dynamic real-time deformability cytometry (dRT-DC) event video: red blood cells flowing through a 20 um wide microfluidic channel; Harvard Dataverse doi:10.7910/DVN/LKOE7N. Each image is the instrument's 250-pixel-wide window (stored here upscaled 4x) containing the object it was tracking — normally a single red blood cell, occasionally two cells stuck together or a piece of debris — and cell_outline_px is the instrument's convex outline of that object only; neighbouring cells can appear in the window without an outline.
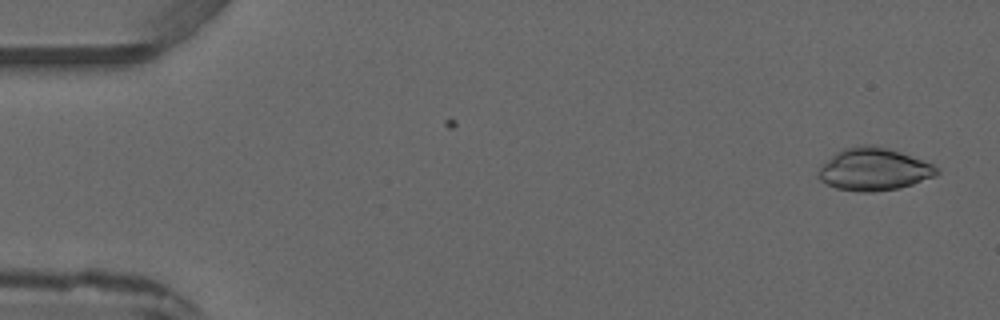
{"species": "common noctule bat (a hibernating species)", "species_latin": "Nyctalus noctula", "temperature_condition": "warm", "stored_images_in_passage": 2, "camera_frame_rate_fps": 3000, "um_per_image_px": 0.085, "animal": {"sex": "male", "forearm_length_mm": 52.5}, "frame": {"image": 1, "passage_image": 2, "time_ms": 1.333, "image_size_px": [1000, 320], "cell_outline_px": [[940, 172], [936, 176], [900, 188], [872, 192], [860, 192], [836, 188], [820, 180], [816, 176], [816, 172], [820, 164], [836, 152], [844, 148], [856, 144], [872, 144], [888, 148], [900, 152], [932, 164]], "centroid_in_image_um": [74.22, 14.38], "position_along_channel_um": 10.8, "area_um2": 29.59}}